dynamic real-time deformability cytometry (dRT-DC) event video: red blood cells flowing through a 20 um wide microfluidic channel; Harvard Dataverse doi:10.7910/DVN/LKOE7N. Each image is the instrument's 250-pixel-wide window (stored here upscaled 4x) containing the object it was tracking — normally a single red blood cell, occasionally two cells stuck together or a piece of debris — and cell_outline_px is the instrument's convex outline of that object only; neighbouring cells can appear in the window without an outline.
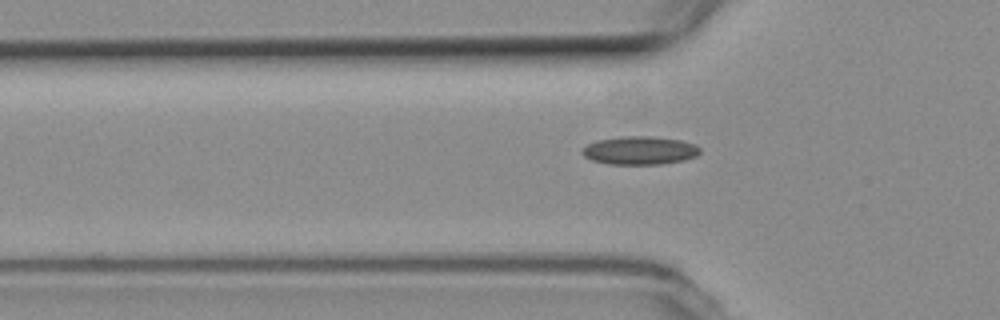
{"species": "common noctule bat (a hibernating species)", "species_latin": "Nyctalus noctula", "temperature_condition": "room temperature", "stored_images_in_passage": 30, "camera_frame_rate_fps": 3000, "um_per_image_px": 0.085, "animal": {"sex": "female", "body_mass_g": 19.3, "forearm_length_mm": 54.1}, "frame": {"image": 1, "passage_image": 3, "time_ms": 0.667, "image_size_px": [1000, 320], "cell_outline_px": [[700, 152], [696, 156], [684, 160], [660, 164], [608, 164], [592, 160], [584, 156], [580, 152], [588, 144], [596, 140], [620, 136], [652, 136], [680, 140], [696, 144], [700, 148]], "centroid_in_image_um": [54.38, 12.78], "position_along_channel_um": 71.4, "area_um2": 19.48}}
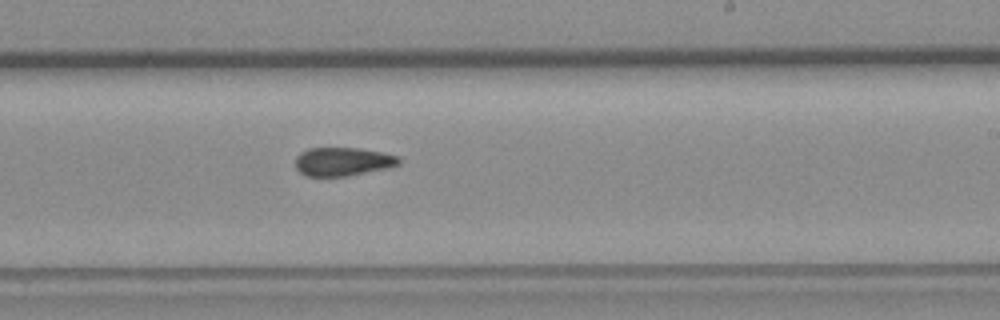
{"frame": {"image": 2, "passage_image": 18, "time_ms": 5.667, "image_size_px": [1000, 320], "cell_outline_px": [[400, 164], [392, 168], [348, 176], [308, 176], [300, 172], [296, 168], [296, 156], [300, 152], [308, 148], [360, 148], [384, 152], [400, 156]], "centroid_in_image_um": [29.2, 13.73], "position_along_channel_um": 259.8, "area_um2": 17.57}}
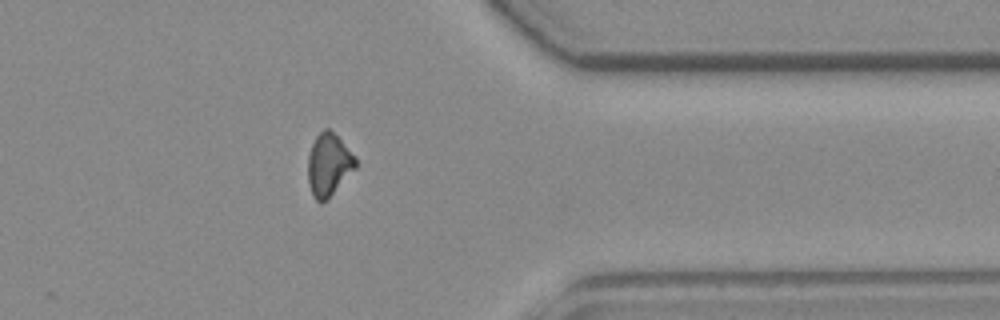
{"frame": {"image": 3, "passage_image": 29, "time_ms": 9.333, "image_size_px": [1000, 320], "cell_outline_px": [[356, 168], [320, 204], [312, 196], [308, 180], [308, 156], [312, 144], [316, 136], [324, 128], [328, 128], [356, 156]], "centroid_in_image_um": [27.92, 13.98], "position_along_channel_um": 383.5, "area_um2": 16.94}}